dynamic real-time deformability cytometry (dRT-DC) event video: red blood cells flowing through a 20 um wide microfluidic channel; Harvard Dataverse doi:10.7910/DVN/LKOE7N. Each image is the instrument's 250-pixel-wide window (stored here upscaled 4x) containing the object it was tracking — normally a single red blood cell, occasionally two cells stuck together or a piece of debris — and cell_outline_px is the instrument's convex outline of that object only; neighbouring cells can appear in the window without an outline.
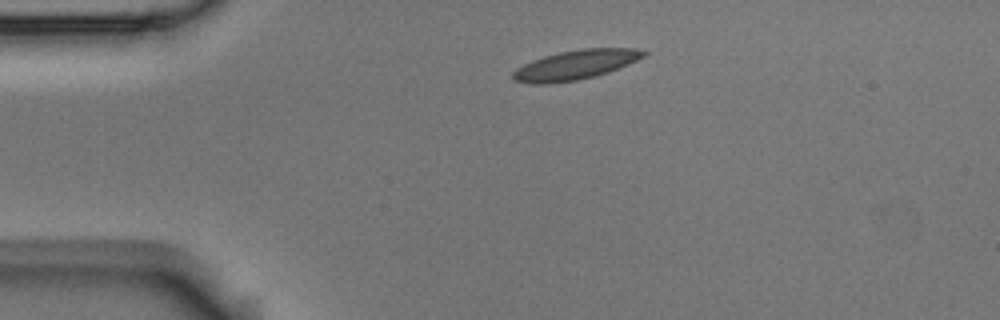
{"species": "Egyptian fruit bat (a non-hibernating species)", "species_latin": "Rousettus aegyptiacus", "temperature_condition": "room temperature", "stored_images_in_passage": 2, "camera_frame_rate_fps": 3000, "um_per_image_px": 0.085, "animal": {"sex": "male"}, "frame": {"image": 1, "passage_image": 1, "time_ms": 0.0, "image_size_px": [1000, 320], "cell_outline_px": [[648, 52], [644, 56], [628, 64], [608, 72], [576, 80], [548, 84], [532, 84], [516, 80], [512, 76], [512, 72], [516, 68], [532, 60], [544, 56], [560, 52], [580, 48], [632, 48]], "centroid_in_image_um": [48.89, 5.51], "position_along_channel_um": 36.1, "area_um2": 22.2}}